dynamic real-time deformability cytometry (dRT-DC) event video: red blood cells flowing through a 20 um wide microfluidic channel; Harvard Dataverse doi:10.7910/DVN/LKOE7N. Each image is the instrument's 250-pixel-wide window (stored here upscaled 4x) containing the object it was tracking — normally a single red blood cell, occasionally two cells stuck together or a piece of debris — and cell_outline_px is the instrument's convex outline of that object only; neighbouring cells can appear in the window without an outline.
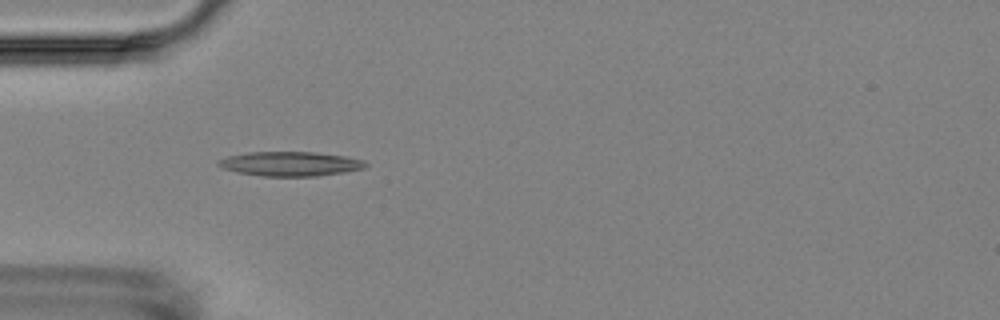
{"species": "Egyptian fruit bat (a non-hibernating species)", "species_latin": "Rousettus aegyptiacus", "temperature_condition": "room temperature", "stored_images_in_passage": 9, "camera_frame_rate_fps": 3000, "um_per_image_px": 0.085, "animal": {"sex": "female"}, "frame": {"image": 1, "passage_image": 4, "time_ms": 3.333, "image_size_px": [1000, 320], "cell_outline_px": [[368, 164], [364, 168], [344, 172], [316, 176], [264, 176], [236, 172], [224, 168], [216, 164], [216, 160], [228, 156], [248, 152], [316, 152], [344, 156], [364, 160]], "centroid_in_image_um": [24.66, 13.92], "position_along_channel_um": 60.3, "area_um2": 20.92}}
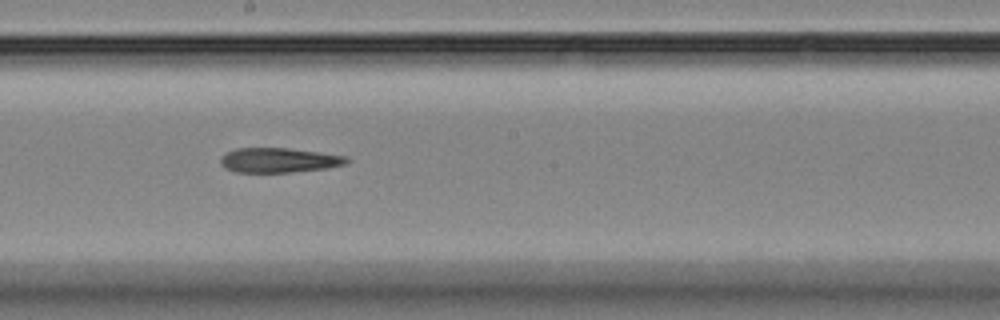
{"frame": {"image": 2, "passage_image": 8, "time_ms": 8.0, "image_size_px": [1000, 320], "cell_outline_px": [[352, 160], [344, 164], [328, 168], [292, 172], [236, 172], [224, 168], [220, 164], [220, 160], [228, 152], [236, 148], [288, 148], [344, 156]], "centroid_in_image_um": [23.7, 13.62], "position_along_channel_um": 224.5, "area_um2": 17.98}}
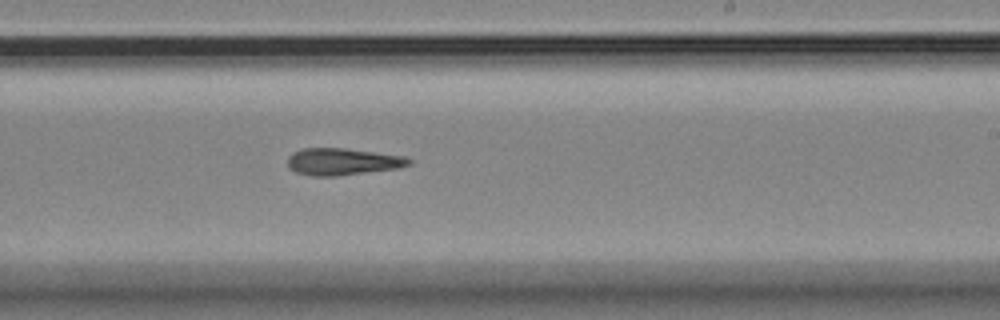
{"frame": {"image": 3, "passage_image": 9, "time_ms": 9.0, "image_size_px": [1000, 320], "cell_outline_px": [[412, 164], [400, 168], [336, 176], [312, 176], [296, 172], [288, 168], [288, 156], [292, 152], [304, 148], [344, 148], [404, 156], [412, 160]], "centroid_in_image_um": [29.11, 13.74], "position_along_channel_um": 259.9, "area_um2": 19.13}}